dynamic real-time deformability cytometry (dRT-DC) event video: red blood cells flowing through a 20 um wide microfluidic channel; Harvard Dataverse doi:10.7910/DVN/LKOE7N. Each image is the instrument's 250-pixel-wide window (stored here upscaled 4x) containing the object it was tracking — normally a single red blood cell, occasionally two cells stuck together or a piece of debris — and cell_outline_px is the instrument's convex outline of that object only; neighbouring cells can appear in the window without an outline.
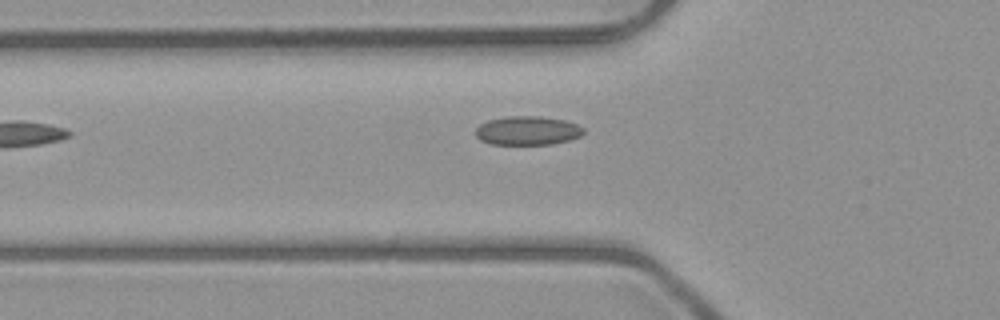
{"species": "common noctule bat (a hibernating species)", "species_latin": "Nyctalus noctula", "temperature_condition": "room temperature", "stored_images_in_passage": 6, "camera_frame_rate_fps": 3000, "um_per_image_px": 0.085, "animal": {"sex": "male", "body_mass_g": 23.1, "forearm_length_mm": 52.7}, "frame": {"image": 1, "passage_image": 6, "time_ms": 5.667, "image_size_px": [1000, 320], "cell_outline_px": [[584, 132], [580, 136], [568, 140], [552, 144], [492, 144], [480, 140], [476, 136], [476, 128], [480, 124], [488, 120], [508, 116], [540, 116], [564, 120], [576, 124], [584, 128]], "centroid_in_image_um": [44.83, 11.1], "position_along_channel_um": 81.0, "area_um2": 18.09}}